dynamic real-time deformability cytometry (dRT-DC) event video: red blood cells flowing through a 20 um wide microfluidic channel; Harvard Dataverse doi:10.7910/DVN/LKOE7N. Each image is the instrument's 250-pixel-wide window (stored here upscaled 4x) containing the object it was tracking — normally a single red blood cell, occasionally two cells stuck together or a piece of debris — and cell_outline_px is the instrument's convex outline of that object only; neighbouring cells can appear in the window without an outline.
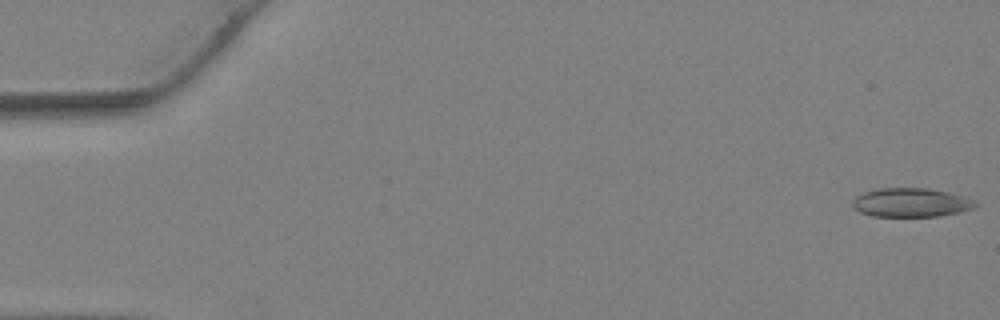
{"species": "Egyptian fruit bat (a non-hibernating species)", "species_latin": "Rousettus aegyptiacus", "temperature_condition": "warm", "stored_images_in_passage": 38, "camera_frame_rate_fps": 3000, "um_per_image_px": 0.085, "animal": {"sex": "female"}, "frame": {"image": 1, "passage_image": 1, "time_ms": 0.0, "image_size_px": [1000, 320], "cell_outline_px": [[976, 204], [972, 208], [960, 212], [940, 216], [872, 216], [860, 212], [852, 208], [852, 200], [856, 196], [864, 192], [880, 188], [928, 188], [948, 192], [972, 200]], "centroid_in_image_um": [77.36, 17.22], "position_along_channel_um": 7.6, "area_um2": 20.52}}
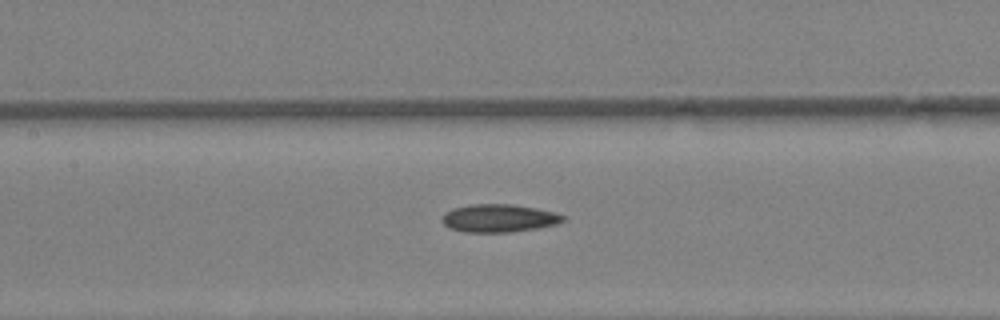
{"frame": {"image": 2, "passage_image": 18, "time_ms": 5.667, "image_size_px": [1000, 320], "cell_outline_px": [[568, 220], [556, 224], [536, 228], [512, 232], [464, 232], [448, 228], [440, 220], [440, 216], [444, 212], [456, 208], [472, 204], [512, 204], [536, 208], [556, 212], [568, 216]], "centroid_in_image_um": [42.43, 18.55], "position_along_channel_um": 165.0, "area_um2": 20.0}}
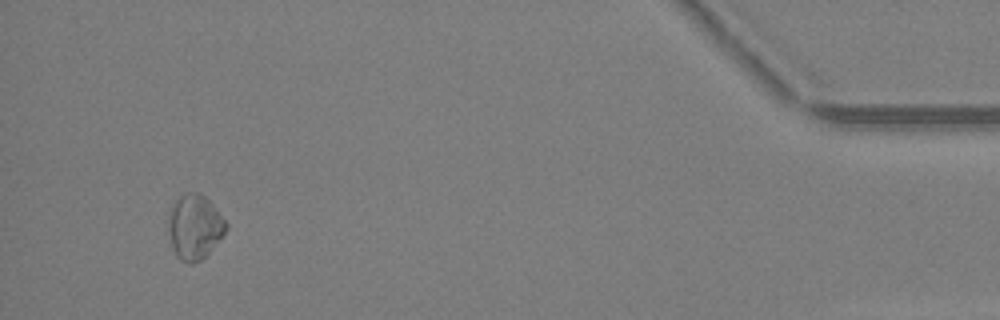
{"frame": {"image": 3, "passage_image": 36, "time_ms": 11.667, "image_size_px": [1000, 320], "cell_outline_px": [[228, 228], [208, 252], [200, 260], [192, 264], [188, 264], [180, 260], [176, 256], [172, 248], [168, 228], [168, 216], [172, 204], [180, 196], [188, 192], [200, 192], [212, 204], [228, 224]], "centroid_in_image_um": [16.51, 19.28], "position_along_channel_um": 418.7, "area_um2": 21.62}}